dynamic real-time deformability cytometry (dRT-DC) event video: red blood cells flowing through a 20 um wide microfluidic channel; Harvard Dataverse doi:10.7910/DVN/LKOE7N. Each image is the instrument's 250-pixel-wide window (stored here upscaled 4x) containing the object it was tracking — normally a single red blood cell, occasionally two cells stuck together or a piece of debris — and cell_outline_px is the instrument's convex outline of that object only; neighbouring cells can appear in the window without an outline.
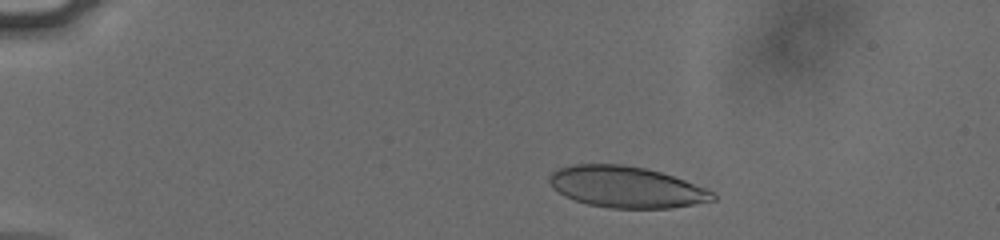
{"species": "human", "species_latin": "Homo sapiens", "temperature_condition": "cold", "stored_images_in_passage": 44, "camera_frame_rate_fps": 3000, "um_per_image_px": 0.085, "donor": {"sex": "male"}, "frame": {"image": 1, "passage_image": 7, "time_ms": 2.0, "image_size_px": [1000, 240], "cell_outline_px": [[716, 200], [672, 208], [608, 208], [588, 204], [564, 196], [552, 188], [548, 180], [548, 176], [556, 168], [572, 164], [624, 164], [644, 168], [660, 172], [708, 188], [716, 196]], "centroid_in_image_um": [53.21, 15.89], "position_along_channel_um": 31.8, "area_um2": 39.54}}
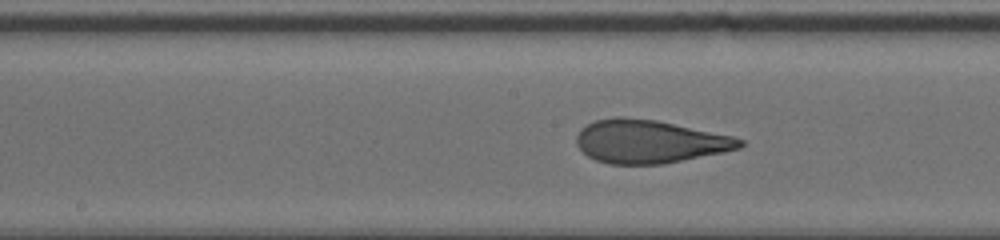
{"frame": {"image": 2, "passage_image": 26, "time_ms": 8.333, "image_size_px": [1000, 240], "cell_outline_px": [[744, 144], [740, 148], [724, 152], [660, 164], [608, 164], [596, 160], [588, 156], [576, 144], [576, 136], [580, 128], [596, 120], [616, 116], [624, 116], [656, 120], [732, 136], [744, 140]], "centroid_in_image_um": [55.17, 12.02], "position_along_channel_um": 193.0, "area_um2": 40.98}}
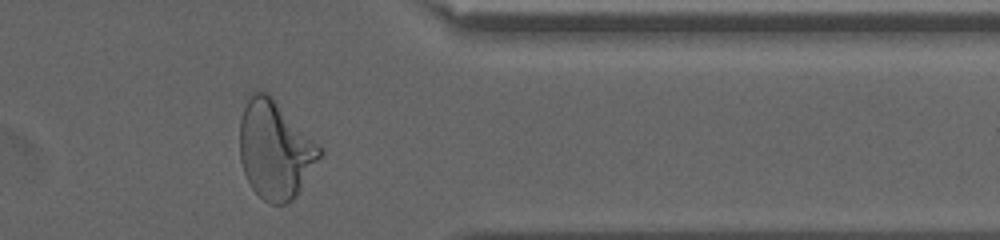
{"frame": {"image": 3, "passage_image": 42, "time_ms": 13.667, "image_size_px": [1000, 240], "cell_outline_px": [[324, 152], [296, 196], [292, 200], [284, 204], [268, 204], [252, 188], [244, 172], [240, 160], [240, 120], [244, 108], [252, 92], [256, 88], [268, 92], [324, 148]], "centroid_in_image_um": [23.4, 12.7], "position_along_channel_um": 388.0, "area_um2": 46.01}, "authors_computed_cell_mechanics": {"area_um2": 40.749, "velocity_mm_per_s": 3.8179, "shape_relaxation_time_tau1_ms": 5.7967, "shape_relaxation_time_tau2_ms": 0.8629, "deformation_change_tau1": 0.2157, "deformation_change_tau2": 0.078}}